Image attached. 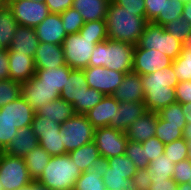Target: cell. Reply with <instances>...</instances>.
Returning a JSON list of instances; mask_svg holds the SVG:
<instances>
[{
  "mask_svg": "<svg viewBox=\"0 0 191 190\" xmlns=\"http://www.w3.org/2000/svg\"><path fill=\"white\" fill-rule=\"evenodd\" d=\"M147 110L158 113L176 103L175 87L179 83L172 65L154 73L141 75Z\"/></svg>",
  "mask_w": 191,
  "mask_h": 190,
  "instance_id": "1",
  "label": "cell"
},
{
  "mask_svg": "<svg viewBox=\"0 0 191 190\" xmlns=\"http://www.w3.org/2000/svg\"><path fill=\"white\" fill-rule=\"evenodd\" d=\"M106 27L108 39L136 45L148 21L135 12L117 5L114 1L109 4Z\"/></svg>",
  "mask_w": 191,
  "mask_h": 190,
  "instance_id": "2",
  "label": "cell"
},
{
  "mask_svg": "<svg viewBox=\"0 0 191 190\" xmlns=\"http://www.w3.org/2000/svg\"><path fill=\"white\" fill-rule=\"evenodd\" d=\"M135 45L107 39L95 45L89 66H102L107 69L128 73L133 68Z\"/></svg>",
  "mask_w": 191,
  "mask_h": 190,
  "instance_id": "3",
  "label": "cell"
},
{
  "mask_svg": "<svg viewBox=\"0 0 191 190\" xmlns=\"http://www.w3.org/2000/svg\"><path fill=\"white\" fill-rule=\"evenodd\" d=\"M81 174L80 168L68 154L57 155L51 157L36 181L52 190H73Z\"/></svg>",
  "mask_w": 191,
  "mask_h": 190,
  "instance_id": "4",
  "label": "cell"
},
{
  "mask_svg": "<svg viewBox=\"0 0 191 190\" xmlns=\"http://www.w3.org/2000/svg\"><path fill=\"white\" fill-rule=\"evenodd\" d=\"M182 42L169 34L165 27L148 22L135 48L159 50L175 60L181 53Z\"/></svg>",
  "mask_w": 191,
  "mask_h": 190,
  "instance_id": "5",
  "label": "cell"
},
{
  "mask_svg": "<svg viewBox=\"0 0 191 190\" xmlns=\"http://www.w3.org/2000/svg\"><path fill=\"white\" fill-rule=\"evenodd\" d=\"M108 38H89L78 33L68 34L64 39L62 47L65 63L71 69L84 70L89 66L92 51L95 45Z\"/></svg>",
  "mask_w": 191,
  "mask_h": 190,
  "instance_id": "6",
  "label": "cell"
},
{
  "mask_svg": "<svg viewBox=\"0 0 191 190\" xmlns=\"http://www.w3.org/2000/svg\"><path fill=\"white\" fill-rule=\"evenodd\" d=\"M65 154L94 140V126L85 114H75L61 124Z\"/></svg>",
  "mask_w": 191,
  "mask_h": 190,
  "instance_id": "7",
  "label": "cell"
},
{
  "mask_svg": "<svg viewBox=\"0 0 191 190\" xmlns=\"http://www.w3.org/2000/svg\"><path fill=\"white\" fill-rule=\"evenodd\" d=\"M0 181L4 190H18L33 179L23 158L0 152Z\"/></svg>",
  "mask_w": 191,
  "mask_h": 190,
  "instance_id": "8",
  "label": "cell"
},
{
  "mask_svg": "<svg viewBox=\"0 0 191 190\" xmlns=\"http://www.w3.org/2000/svg\"><path fill=\"white\" fill-rule=\"evenodd\" d=\"M7 6L12 11L15 20L21 26H38L50 13L43 1L7 0Z\"/></svg>",
  "mask_w": 191,
  "mask_h": 190,
  "instance_id": "9",
  "label": "cell"
},
{
  "mask_svg": "<svg viewBox=\"0 0 191 190\" xmlns=\"http://www.w3.org/2000/svg\"><path fill=\"white\" fill-rule=\"evenodd\" d=\"M93 141L104 158L125 154L128 144L125 132L110 127L95 129Z\"/></svg>",
  "mask_w": 191,
  "mask_h": 190,
  "instance_id": "10",
  "label": "cell"
},
{
  "mask_svg": "<svg viewBox=\"0 0 191 190\" xmlns=\"http://www.w3.org/2000/svg\"><path fill=\"white\" fill-rule=\"evenodd\" d=\"M83 71L89 88H93L105 96L114 94L125 75L123 72L102 66H88Z\"/></svg>",
  "mask_w": 191,
  "mask_h": 190,
  "instance_id": "11",
  "label": "cell"
},
{
  "mask_svg": "<svg viewBox=\"0 0 191 190\" xmlns=\"http://www.w3.org/2000/svg\"><path fill=\"white\" fill-rule=\"evenodd\" d=\"M173 60L159 50L135 48L132 71L147 75L171 66Z\"/></svg>",
  "mask_w": 191,
  "mask_h": 190,
  "instance_id": "12",
  "label": "cell"
},
{
  "mask_svg": "<svg viewBox=\"0 0 191 190\" xmlns=\"http://www.w3.org/2000/svg\"><path fill=\"white\" fill-rule=\"evenodd\" d=\"M21 96L36 113L43 105L58 99L60 94L54 88L43 85L39 79L33 76L29 81L21 83Z\"/></svg>",
  "mask_w": 191,
  "mask_h": 190,
  "instance_id": "13",
  "label": "cell"
},
{
  "mask_svg": "<svg viewBox=\"0 0 191 190\" xmlns=\"http://www.w3.org/2000/svg\"><path fill=\"white\" fill-rule=\"evenodd\" d=\"M34 29L39 42L62 45L67 37L60 14L49 13Z\"/></svg>",
  "mask_w": 191,
  "mask_h": 190,
  "instance_id": "14",
  "label": "cell"
},
{
  "mask_svg": "<svg viewBox=\"0 0 191 190\" xmlns=\"http://www.w3.org/2000/svg\"><path fill=\"white\" fill-rule=\"evenodd\" d=\"M0 112H3V115L13 123L17 129L30 127L33 116L35 115L32 106L22 96L1 107Z\"/></svg>",
  "mask_w": 191,
  "mask_h": 190,
  "instance_id": "15",
  "label": "cell"
},
{
  "mask_svg": "<svg viewBox=\"0 0 191 190\" xmlns=\"http://www.w3.org/2000/svg\"><path fill=\"white\" fill-rule=\"evenodd\" d=\"M156 126L157 113L147 110L128 127L125 134L128 141L142 143L155 137Z\"/></svg>",
  "mask_w": 191,
  "mask_h": 190,
  "instance_id": "16",
  "label": "cell"
},
{
  "mask_svg": "<svg viewBox=\"0 0 191 190\" xmlns=\"http://www.w3.org/2000/svg\"><path fill=\"white\" fill-rule=\"evenodd\" d=\"M9 59V79L24 83L36 72L34 58L15 51H7Z\"/></svg>",
  "mask_w": 191,
  "mask_h": 190,
  "instance_id": "17",
  "label": "cell"
},
{
  "mask_svg": "<svg viewBox=\"0 0 191 190\" xmlns=\"http://www.w3.org/2000/svg\"><path fill=\"white\" fill-rule=\"evenodd\" d=\"M112 96L119 103L144 101L141 75L133 71L125 73L122 82Z\"/></svg>",
  "mask_w": 191,
  "mask_h": 190,
  "instance_id": "18",
  "label": "cell"
},
{
  "mask_svg": "<svg viewBox=\"0 0 191 190\" xmlns=\"http://www.w3.org/2000/svg\"><path fill=\"white\" fill-rule=\"evenodd\" d=\"M119 102L112 96L106 95L85 115L95 129L109 127L112 118L117 114Z\"/></svg>",
  "mask_w": 191,
  "mask_h": 190,
  "instance_id": "19",
  "label": "cell"
},
{
  "mask_svg": "<svg viewBox=\"0 0 191 190\" xmlns=\"http://www.w3.org/2000/svg\"><path fill=\"white\" fill-rule=\"evenodd\" d=\"M34 62L36 69L62 67L66 64L62 45L39 42Z\"/></svg>",
  "mask_w": 191,
  "mask_h": 190,
  "instance_id": "20",
  "label": "cell"
},
{
  "mask_svg": "<svg viewBox=\"0 0 191 190\" xmlns=\"http://www.w3.org/2000/svg\"><path fill=\"white\" fill-rule=\"evenodd\" d=\"M147 111L144 101L120 102L117 114L112 118L109 127L125 132L128 127Z\"/></svg>",
  "mask_w": 191,
  "mask_h": 190,
  "instance_id": "21",
  "label": "cell"
},
{
  "mask_svg": "<svg viewBox=\"0 0 191 190\" xmlns=\"http://www.w3.org/2000/svg\"><path fill=\"white\" fill-rule=\"evenodd\" d=\"M37 145H39V140L32 127H24L17 129L16 136L2 152L7 155L24 158L27 152L33 150Z\"/></svg>",
  "mask_w": 191,
  "mask_h": 190,
  "instance_id": "22",
  "label": "cell"
},
{
  "mask_svg": "<svg viewBox=\"0 0 191 190\" xmlns=\"http://www.w3.org/2000/svg\"><path fill=\"white\" fill-rule=\"evenodd\" d=\"M39 40L33 27L19 25L7 51L26 54L34 58Z\"/></svg>",
  "mask_w": 191,
  "mask_h": 190,
  "instance_id": "23",
  "label": "cell"
},
{
  "mask_svg": "<svg viewBox=\"0 0 191 190\" xmlns=\"http://www.w3.org/2000/svg\"><path fill=\"white\" fill-rule=\"evenodd\" d=\"M110 0H73L72 8L77 10L84 22L105 20Z\"/></svg>",
  "mask_w": 191,
  "mask_h": 190,
  "instance_id": "24",
  "label": "cell"
},
{
  "mask_svg": "<svg viewBox=\"0 0 191 190\" xmlns=\"http://www.w3.org/2000/svg\"><path fill=\"white\" fill-rule=\"evenodd\" d=\"M35 114L62 124L76 113L70 102L59 97L58 99L51 101L49 104L43 105Z\"/></svg>",
  "mask_w": 191,
  "mask_h": 190,
  "instance_id": "25",
  "label": "cell"
},
{
  "mask_svg": "<svg viewBox=\"0 0 191 190\" xmlns=\"http://www.w3.org/2000/svg\"><path fill=\"white\" fill-rule=\"evenodd\" d=\"M70 70L71 68L65 64L59 68L36 69L34 76L39 79L43 85L54 88L60 94L66 80L69 78Z\"/></svg>",
  "mask_w": 191,
  "mask_h": 190,
  "instance_id": "26",
  "label": "cell"
},
{
  "mask_svg": "<svg viewBox=\"0 0 191 190\" xmlns=\"http://www.w3.org/2000/svg\"><path fill=\"white\" fill-rule=\"evenodd\" d=\"M51 157L52 156L40 145H37L33 150L27 152L23 159L28 168L29 175L33 180L36 181L42 175Z\"/></svg>",
  "mask_w": 191,
  "mask_h": 190,
  "instance_id": "27",
  "label": "cell"
},
{
  "mask_svg": "<svg viewBox=\"0 0 191 190\" xmlns=\"http://www.w3.org/2000/svg\"><path fill=\"white\" fill-rule=\"evenodd\" d=\"M87 84L86 76L83 70L71 69L69 78L66 80L65 85L60 92V98L72 105L79 100V94L81 92V85Z\"/></svg>",
  "mask_w": 191,
  "mask_h": 190,
  "instance_id": "28",
  "label": "cell"
},
{
  "mask_svg": "<svg viewBox=\"0 0 191 190\" xmlns=\"http://www.w3.org/2000/svg\"><path fill=\"white\" fill-rule=\"evenodd\" d=\"M68 155L74 161L75 165L80 168L82 173L86 172L91 167V163L100 157L99 150L94 141L69 152Z\"/></svg>",
  "mask_w": 191,
  "mask_h": 190,
  "instance_id": "29",
  "label": "cell"
},
{
  "mask_svg": "<svg viewBox=\"0 0 191 190\" xmlns=\"http://www.w3.org/2000/svg\"><path fill=\"white\" fill-rule=\"evenodd\" d=\"M19 24L7 7L0 10V49H8Z\"/></svg>",
  "mask_w": 191,
  "mask_h": 190,
  "instance_id": "30",
  "label": "cell"
},
{
  "mask_svg": "<svg viewBox=\"0 0 191 190\" xmlns=\"http://www.w3.org/2000/svg\"><path fill=\"white\" fill-rule=\"evenodd\" d=\"M81 92L79 94V100H77L74 104V111L76 114H85L87 111L92 109L95 105H97L102 98L105 96L101 92L89 88L88 84L81 85Z\"/></svg>",
  "mask_w": 191,
  "mask_h": 190,
  "instance_id": "31",
  "label": "cell"
},
{
  "mask_svg": "<svg viewBox=\"0 0 191 190\" xmlns=\"http://www.w3.org/2000/svg\"><path fill=\"white\" fill-rule=\"evenodd\" d=\"M185 125H173L168 124L157 113V126L155 137H157L162 143L169 144L175 140L183 138L182 131Z\"/></svg>",
  "mask_w": 191,
  "mask_h": 190,
  "instance_id": "32",
  "label": "cell"
},
{
  "mask_svg": "<svg viewBox=\"0 0 191 190\" xmlns=\"http://www.w3.org/2000/svg\"><path fill=\"white\" fill-rule=\"evenodd\" d=\"M38 140L39 145L51 156L65 155L61 129L59 133L41 134Z\"/></svg>",
  "mask_w": 191,
  "mask_h": 190,
  "instance_id": "33",
  "label": "cell"
},
{
  "mask_svg": "<svg viewBox=\"0 0 191 190\" xmlns=\"http://www.w3.org/2000/svg\"><path fill=\"white\" fill-rule=\"evenodd\" d=\"M173 70L180 82L191 80V49H182L180 55L173 60Z\"/></svg>",
  "mask_w": 191,
  "mask_h": 190,
  "instance_id": "34",
  "label": "cell"
},
{
  "mask_svg": "<svg viewBox=\"0 0 191 190\" xmlns=\"http://www.w3.org/2000/svg\"><path fill=\"white\" fill-rule=\"evenodd\" d=\"M108 161L106 173L128 174V179H132L137 171L135 164L125 154L108 158Z\"/></svg>",
  "mask_w": 191,
  "mask_h": 190,
  "instance_id": "35",
  "label": "cell"
},
{
  "mask_svg": "<svg viewBox=\"0 0 191 190\" xmlns=\"http://www.w3.org/2000/svg\"><path fill=\"white\" fill-rule=\"evenodd\" d=\"M185 3L181 0H167L164 6V15H158L152 23L157 25L165 26L172 19H178L182 17V12Z\"/></svg>",
  "mask_w": 191,
  "mask_h": 190,
  "instance_id": "36",
  "label": "cell"
},
{
  "mask_svg": "<svg viewBox=\"0 0 191 190\" xmlns=\"http://www.w3.org/2000/svg\"><path fill=\"white\" fill-rule=\"evenodd\" d=\"M175 164L169 160L165 154L161 155L157 159L149 162L147 167L150 174H154L157 178L170 179L173 176Z\"/></svg>",
  "mask_w": 191,
  "mask_h": 190,
  "instance_id": "37",
  "label": "cell"
},
{
  "mask_svg": "<svg viewBox=\"0 0 191 190\" xmlns=\"http://www.w3.org/2000/svg\"><path fill=\"white\" fill-rule=\"evenodd\" d=\"M21 96V83L12 79L0 80V108Z\"/></svg>",
  "mask_w": 191,
  "mask_h": 190,
  "instance_id": "38",
  "label": "cell"
},
{
  "mask_svg": "<svg viewBox=\"0 0 191 190\" xmlns=\"http://www.w3.org/2000/svg\"><path fill=\"white\" fill-rule=\"evenodd\" d=\"M73 190H107L103 177L96 173L83 172L76 180Z\"/></svg>",
  "mask_w": 191,
  "mask_h": 190,
  "instance_id": "39",
  "label": "cell"
},
{
  "mask_svg": "<svg viewBox=\"0 0 191 190\" xmlns=\"http://www.w3.org/2000/svg\"><path fill=\"white\" fill-rule=\"evenodd\" d=\"M60 16L67 35L78 33L85 23L80 13L73 8H68Z\"/></svg>",
  "mask_w": 191,
  "mask_h": 190,
  "instance_id": "40",
  "label": "cell"
},
{
  "mask_svg": "<svg viewBox=\"0 0 191 190\" xmlns=\"http://www.w3.org/2000/svg\"><path fill=\"white\" fill-rule=\"evenodd\" d=\"M187 149V142L182 138L166 144L164 147V154L169 160L173 161V163L176 164L179 161L187 159Z\"/></svg>",
  "mask_w": 191,
  "mask_h": 190,
  "instance_id": "41",
  "label": "cell"
},
{
  "mask_svg": "<svg viewBox=\"0 0 191 190\" xmlns=\"http://www.w3.org/2000/svg\"><path fill=\"white\" fill-rule=\"evenodd\" d=\"M158 115L168 124L186 125L185 112L181 103H173L158 112Z\"/></svg>",
  "mask_w": 191,
  "mask_h": 190,
  "instance_id": "42",
  "label": "cell"
},
{
  "mask_svg": "<svg viewBox=\"0 0 191 190\" xmlns=\"http://www.w3.org/2000/svg\"><path fill=\"white\" fill-rule=\"evenodd\" d=\"M125 156L135 164L137 169L147 168L149 165V160L145 157L142 143L128 141Z\"/></svg>",
  "mask_w": 191,
  "mask_h": 190,
  "instance_id": "43",
  "label": "cell"
},
{
  "mask_svg": "<svg viewBox=\"0 0 191 190\" xmlns=\"http://www.w3.org/2000/svg\"><path fill=\"white\" fill-rule=\"evenodd\" d=\"M167 32L183 42L191 34V23L184 18L172 19L165 26Z\"/></svg>",
  "mask_w": 191,
  "mask_h": 190,
  "instance_id": "44",
  "label": "cell"
},
{
  "mask_svg": "<svg viewBox=\"0 0 191 190\" xmlns=\"http://www.w3.org/2000/svg\"><path fill=\"white\" fill-rule=\"evenodd\" d=\"M31 127L36 136L39 137L41 134L59 133L61 124L35 114Z\"/></svg>",
  "mask_w": 191,
  "mask_h": 190,
  "instance_id": "45",
  "label": "cell"
},
{
  "mask_svg": "<svg viewBox=\"0 0 191 190\" xmlns=\"http://www.w3.org/2000/svg\"><path fill=\"white\" fill-rule=\"evenodd\" d=\"M79 34L89 38H108L106 21L97 20L85 22L79 30Z\"/></svg>",
  "mask_w": 191,
  "mask_h": 190,
  "instance_id": "46",
  "label": "cell"
},
{
  "mask_svg": "<svg viewBox=\"0 0 191 190\" xmlns=\"http://www.w3.org/2000/svg\"><path fill=\"white\" fill-rule=\"evenodd\" d=\"M16 133V126L3 115V112H0V152L6 148Z\"/></svg>",
  "mask_w": 191,
  "mask_h": 190,
  "instance_id": "47",
  "label": "cell"
},
{
  "mask_svg": "<svg viewBox=\"0 0 191 190\" xmlns=\"http://www.w3.org/2000/svg\"><path fill=\"white\" fill-rule=\"evenodd\" d=\"M131 180L128 179V174L105 173L103 176V182L109 190L127 189Z\"/></svg>",
  "mask_w": 191,
  "mask_h": 190,
  "instance_id": "48",
  "label": "cell"
},
{
  "mask_svg": "<svg viewBox=\"0 0 191 190\" xmlns=\"http://www.w3.org/2000/svg\"><path fill=\"white\" fill-rule=\"evenodd\" d=\"M142 146L144 147L145 157L149 162L164 154L165 144L157 137H152L142 142Z\"/></svg>",
  "mask_w": 191,
  "mask_h": 190,
  "instance_id": "49",
  "label": "cell"
},
{
  "mask_svg": "<svg viewBox=\"0 0 191 190\" xmlns=\"http://www.w3.org/2000/svg\"><path fill=\"white\" fill-rule=\"evenodd\" d=\"M172 178L178 184L189 183L191 181V161L186 159L176 163Z\"/></svg>",
  "mask_w": 191,
  "mask_h": 190,
  "instance_id": "50",
  "label": "cell"
},
{
  "mask_svg": "<svg viewBox=\"0 0 191 190\" xmlns=\"http://www.w3.org/2000/svg\"><path fill=\"white\" fill-rule=\"evenodd\" d=\"M146 20L152 22L158 15H164L167 0H144Z\"/></svg>",
  "mask_w": 191,
  "mask_h": 190,
  "instance_id": "51",
  "label": "cell"
},
{
  "mask_svg": "<svg viewBox=\"0 0 191 190\" xmlns=\"http://www.w3.org/2000/svg\"><path fill=\"white\" fill-rule=\"evenodd\" d=\"M117 5L135 12L136 15L146 19V10L144 0H113Z\"/></svg>",
  "mask_w": 191,
  "mask_h": 190,
  "instance_id": "52",
  "label": "cell"
},
{
  "mask_svg": "<svg viewBox=\"0 0 191 190\" xmlns=\"http://www.w3.org/2000/svg\"><path fill=\"white\" fill-rule=\"evenodd\" d=\"M151 185L149 190H177L178 183L173 179L157 178L154 174H150Z\"/></svg>",
  "mask_w": 191,
  "mask_h": 190,
  "instance_id": "53",
  "label": "cell"
},
{
  "mask_svg": "<svg viewBox=\"0 0 191 190\" xmlns=\"http://www.w3.org/2000/svg\"><path fill=\"white\" fill-rule=\"evenodd\" d=\"M176 102L186 104L191 102V80L180 82L175 87Z\"/></svg>",
  "mask_w": 191,
  "mask_h": 190,
  "instance_id": "54",
  "label": "cell"
},
{
  "mask_svg": "<svg viewBox=\"0 0 191 190\" xmlns=\"http://www.w3.org/2000/svg\"><path fill=\"white\" fill-rule=\"evenodd\" d=\"M132 180L138 190H149L151 178L147 168L137 169Z\"/></svg>",
  "mask_w": 191,
  "mask_h": 190,
  "instance_id": "55",
  "label": "cell"
},
{
  "mask_svg": "<svg viewBox=\"0 0 191 190\" xmlns=\"http://www.w3.org/2000/svg\"><path fill=\"white\" fill-rule=\"evenodd\" d=\"M50 13L62 14L68 8H72L73 0H45Z\"/></svg>",
  "mask_w": 191,
  "mask_h": 190,
  "instance_id": "56",
  "label": "cell"
},
{
  "mask_svg": "<svg viewBox=\"0 0 191 190\" xmlns=\"http://www.w3.org/2000/svg\"><path fill=\"white\" fill-rule=\"evenodd\" d=\"M107 168H109V161L108 158H104L102 156H100L99 158L95 159L92 163H91V167H89L86 172L87 173H98L100 175H102V177L104 176V174L106 173Z\"/></svg>",
  "mask_w": 191,
  "mask_h": 190,
  "instance_id": "57",
  "label": "cell"
},
{
  "mask_svg": "<svg viewBox=\"0 0 191 190\" xmlns=\"http://www.w3.org/2000/svg\"><path fill=\"white\" fill-rule=\"evenodd\" d=\"M9 78V59L7 49H0V80Z\"/></svg>",
  "mask_w": 191,
  "mask_h": 190,
  "instance_id": "58",
  "label": "cell"
},
{
  "mask_svg": "<svg viewBox=\"0 0 191 190\" xmlns=\"http://www.w3.org/2000/svg\"><path fill=\"white\" fill-rule=\"evenodd\" d=\"M182 134H183V139L187 142V145H188V149H187L188 157H187V159H189L191 161V124H186L184 126Z\"/></svg>",
  "mask_w": 191,
  "mask_h": 190,
  "instance_id": "59",
  "label": "cell"
},
{
  "mask_svg": "<svg viewBox=\"0 0 191 190\" xmlns=\"http://www.w3.org/2000/svg\"><path fill=\"white\" fill-rule=\"evenodd\" d=\"M182 18L186 19L189 23H191V0L185 3L182 12Z\"/></svg>",
  "mask_w": 191,
  "mask_h": 190,
  "instance_id": "60",
  "label": "cell"
},
{
  "mask_svg": "<svg viewBox=\"0 0 191 190\" xmlns=\"http://www.w3.org/2000/svg\"><path fill=\"white\" fill-rule=\"evenodd\" d=\"M183 111L185 112L186 124H191V102L182 104Z\"/></svg>",
  "mask_w": 191,
  "mask_h": 190,
  "instance_id": "61",
  "label": "cell"
},
{
  "mask_svg": "<svg viewBox=\"0 0 191 190\" xmlns=\"http://www.w3.org/2000/svg\"><path fill=\"white\" fill-rule=\"evenodd\" d=\"M33 190H52V189L40 184L38 181L33 180Z\"/></svg>",
  "mask_w": 191,
  "mask_h": 190,
  "instance_id": "62",
  "label": "cell"
},
{
  "mask_svg": "<svg viewBox=\"0 0 191 190\" xmlns=\"http://www.w3.org/2000/svg\"><path fill=\"white\" fill-rule=\"evenodd\" d=\"M181 44L182 49H191V34Z\"/></svg>",
  "mask_w": 191,
  "mask_h": 190,
  "instance_id": "63",
  "label": "cell"
},
{
  "mask_svg": "<svg viewBox=\"0 0 191 190\" xmlns=\"http://www.w3.org/2000/svg\"><path fill=\"white\" fill-rule=\"evenodd\" d=\"M177 190H191V185L189 183L179 184Z\"/></svg>",
  "mask_w": 191,
  "mask_h": 190,
  "instance_id": "64",
  "label": "cell"
},
{
  "mask_svg": "<svg viewBox=\"0 0 191 190\" xmlns=\"http://www.w3.org/2000/svg\"><path fill=\"white\" fill-rule=\"evenodd\" d=\"M109 190V189H107ZM122 190H138L133 182V180L130 181V184L128 185L127 189H122Z\"/></svg>",
  "mask_w": 191,
  "mask_h": 190,
  "instance_id": "65",
  "label": "cell"
},
{
  "mask_svg": "<svg viewBox=\"0 0 191 190\" xmlns=\"http://www.w3.org/2000/svg\"><path fill=\"white\" fill-rule=\"evenodd\" d=\"M18 190H33V181L29 183L28 185L19 188Z\"/></svg>",
  "mask_w": 191,
  "mask_h": 190,
  "instance_id": "66",
  "label": "cell"
},
{
  "mask_svg": "<svg viewBox=\"0 0 191 190\" xmlns=\"http://www.w3.org/2000/svg\"><path fill=\"white\" fill-rule=\"evenodd\" d=\"M7 0H0V10L4 9L7 7Z\"/></svg>",
  "mask_w": 191,
  "mask_h": 190,
  "instance_id": "67",
  "label": "cell"
},
{
  "mask_svg": "<svg viewBox=\"0 0 191 190\" xmlns=\"http://www.w3.org/2000/svg\"><path fill=\"white\" fill-rule=\"evenodd\" d=\"M0 190H4L3 185L1 184V181H0Z\"/></svg>",
  "mask_w": 191,
  "mask_h": 190,
  "instance_id": "68",
  "label": "cell"
},
{
  "mask_svg": "<svg viewBox=\"0 0 191 190\" xmlns=\"http://www.w3.org/2000/svg\"><path fill=\"white\" fill-rule=\"evenodd\" d=\"M182 2H184V3H187L189 0H181Z\"/></svg>",
  "mask_w": 191,
  "mask_h": 190,
  "instance_id": "69",
  "label": "cell"
}]
</instances>
